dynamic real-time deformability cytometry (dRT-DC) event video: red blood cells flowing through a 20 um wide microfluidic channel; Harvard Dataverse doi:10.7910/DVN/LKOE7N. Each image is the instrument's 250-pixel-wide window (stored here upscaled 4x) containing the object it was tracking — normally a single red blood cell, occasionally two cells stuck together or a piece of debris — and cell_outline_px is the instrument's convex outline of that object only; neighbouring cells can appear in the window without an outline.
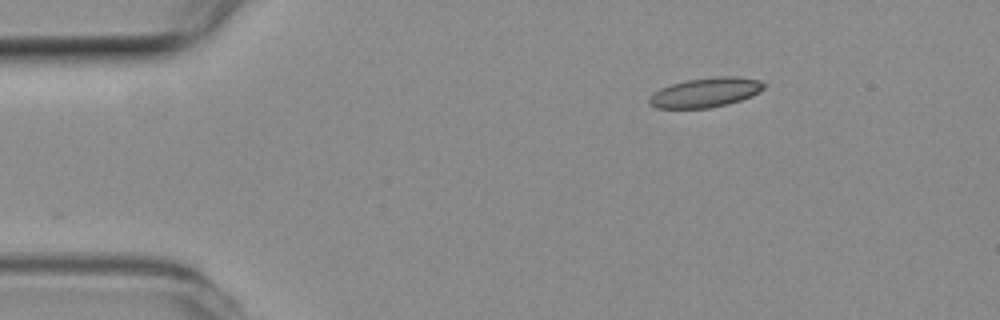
{"species": "common noctule bat (a hibernating species)", "species_latin": "Nyctalus noctula", "temperature_condition": "room temperature", "stored_images_in_passage": 47, "camera_frame_rate_fps": 3000, "um_per_image_px": 0.085, "animal": {"sex": "female", "body_mass_g": 19.3, "forearm_length_mm": 54.1}, "frame": {"image": 1, "passage_image": 1, "time_ms": 0.0, "image_size_px": [1000, 320], "cell_outline_px": [[764, 88], [752, 96], [728, 104], [708, 108], [656, 108], [648, 104], [648, 100], [660, 88], [672, 84], [688, 80], [720, 76], [732, 76], [760, 80], [764, 84]], "centroid_in_image_um": [59.97, 7.87], "position_along_channel_um": 25.0, "area_um2": 19.48}}
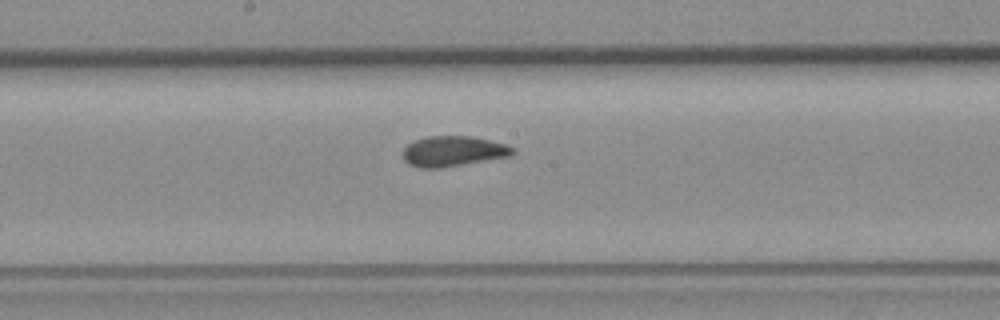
{"frame": {"image": 2, "passage_image": 21, "time_ms": 6.667, "image_size_px": [1000, 320], "cell_outline_px": [[516, 152], [512, 156], [440, 168], [420, 168], [408, 164], [404, 160], [404, 148], [408, 144], [416, 140], [428, 136], [472, 136], [504, 144], [516, 148]], "centroid_in_image_um": [38.55, 12.86], "position_along_channel_um": 209.7, "area_um2": 19.42}}
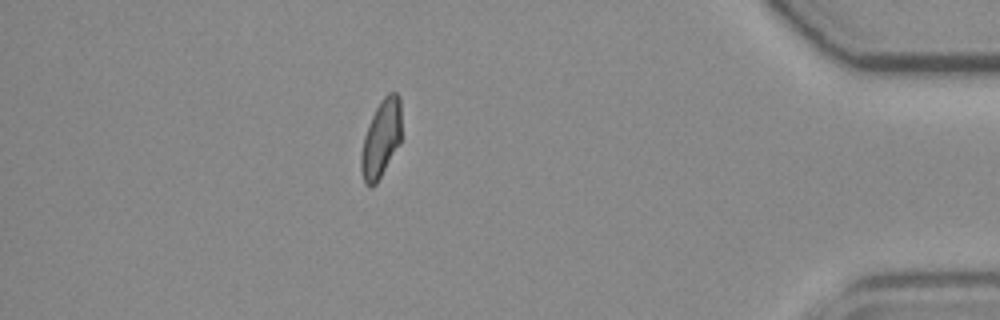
{"frame": {"image": 3, "passage_image": 40, "time_ms": 13.0, "image_size_px": [1000, 320], "cell_outline_px": [[400, 144], [376, 184], [364, 184], [360, 168], [360, 156], [364, 136], [372, 116], [380, 100], [388, 92], [396, 92], [400, 96]], "centroid_in_image_um": [32.38, 11.78], "position_along_channel_um": 402.8, "area_um2": 18.15}, "authors_computed_cell_mechanics": {"area_um2": 18.9584, "velocity_mm_per_s": 3.8194, "shape_relaxation_time_tau1_ms": null, "shape_relaxation_time_tau2_ms": 1.1444, "deformation_change_tau1": null, "deformation_change_tau2": 0.0612}}